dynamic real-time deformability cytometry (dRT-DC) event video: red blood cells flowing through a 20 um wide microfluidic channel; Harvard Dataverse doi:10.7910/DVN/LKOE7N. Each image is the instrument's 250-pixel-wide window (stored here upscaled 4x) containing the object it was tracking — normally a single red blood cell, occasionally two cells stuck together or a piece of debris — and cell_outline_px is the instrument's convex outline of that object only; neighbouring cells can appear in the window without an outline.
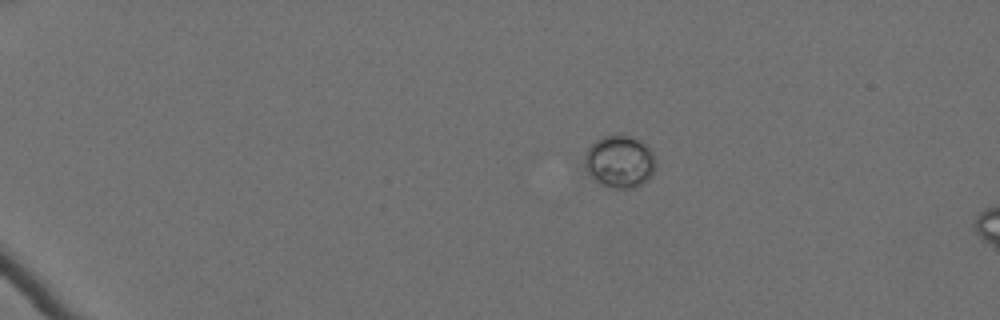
{"species": "Egyptian fruit bat (a non-hibernating species)", "species_latin": "Rousettus aegyptiacus", "temperature_condition": "cold", "stored_images_in_passage": 10, "camera_frame_rate_fps": 3000, "um_per_image_px": 0.085, "animal": {"sex": "female"}, "frame": {"image": 1, "passage_image": 1, "time_ms": 0.0, "image_size_px": [1000, 320], "cell_outline_px": [[656, 164], [648, 180], [644, 184], [632, 188], [608, 188], [592, 180], [588, 176], [584, 168], [584, 156], [588, 148], [596, 140], [604, 136], [632, 136], [640, 140], [652, 148], [656, 160]], "centroid_in_image_um": [52.66, 13.76], "position_along_channel_um": 32.3, "area_um2": 22.2}}